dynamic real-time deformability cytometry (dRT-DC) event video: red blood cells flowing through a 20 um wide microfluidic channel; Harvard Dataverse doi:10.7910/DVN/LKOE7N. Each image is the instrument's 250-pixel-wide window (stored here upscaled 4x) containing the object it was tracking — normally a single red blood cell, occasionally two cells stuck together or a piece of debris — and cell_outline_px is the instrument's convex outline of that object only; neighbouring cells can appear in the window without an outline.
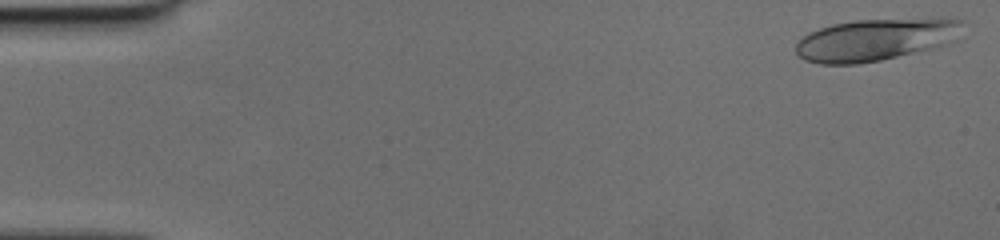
{"species": "human", "species_latin": "Homo sapiens", "temperature_condition": "cold", "stored_images_in_passage": 49, "camera_frame_rate_fps": 3000, "um_per_image_px": 0.085, "donor": {"sex": "female"}, "frame": {"image": 1, "passage_image": 1, "time_ms": 0.0, "image_size_px": [1000, 240], "cell_outline_px": [[964, 20], [956, 40], [948, 44], [932, 48], [880, 60], [856, 64], [820, 64], [804, 60], [796, 52], [796, 44], [808, 32], [832, 24], [856, 20], [940, 16], [956, 16]], "centroid_in_image_um": [74.53, 3.32], "position_along_channel_um": 10.5, "area_um2": 41.79}}
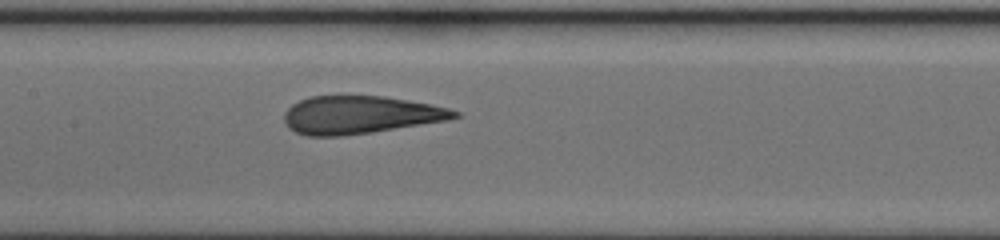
{"frame": {"image": 2, "passage_image": 24, "time_ms": 7.667, "image_size_px": [1000, 240], "cell_outline_px": [[460, 116], [448, 120], [372, 132], [344, 136], [308, 136], [296, 132], [288, 128], [284, 120], [284, 112], [292, 104], [300, 100], [312, 96], [384, 96], [432, 104], [448, 108], [460, 112]], "centroid_in_image_um": [30.61, 9.77], "position_along_channel_um": 176.8, "area_um2": 37.57}}
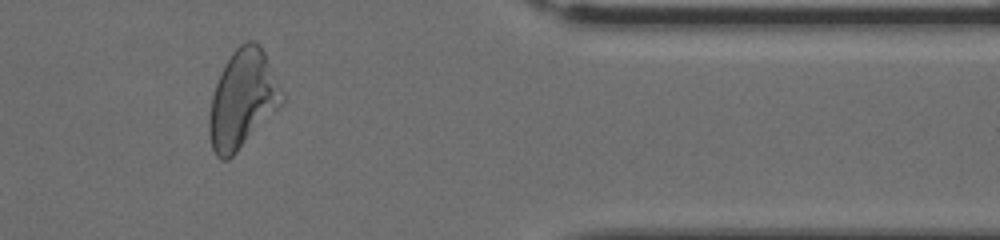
{"frame": {"image": 3, "passage_image": 41, "time_ms": 13.333, "image_size_px": [1000, 240], "cell_outline_px": [[284, 100], [236, 152], [228, 160], [220, 160], [216, 156], [212, 148], [208, 132], [208, 116], [212, 96], [220, 72], [224, 64], [232, 52], [240, 44], [248, 40], [256, 40], [260, 44], [264, 52], [280, 88]], "centroid_in_image_um": [20.55, 8.42], "position_along_channel_um": 390.8, "area_um2": 40.81}}